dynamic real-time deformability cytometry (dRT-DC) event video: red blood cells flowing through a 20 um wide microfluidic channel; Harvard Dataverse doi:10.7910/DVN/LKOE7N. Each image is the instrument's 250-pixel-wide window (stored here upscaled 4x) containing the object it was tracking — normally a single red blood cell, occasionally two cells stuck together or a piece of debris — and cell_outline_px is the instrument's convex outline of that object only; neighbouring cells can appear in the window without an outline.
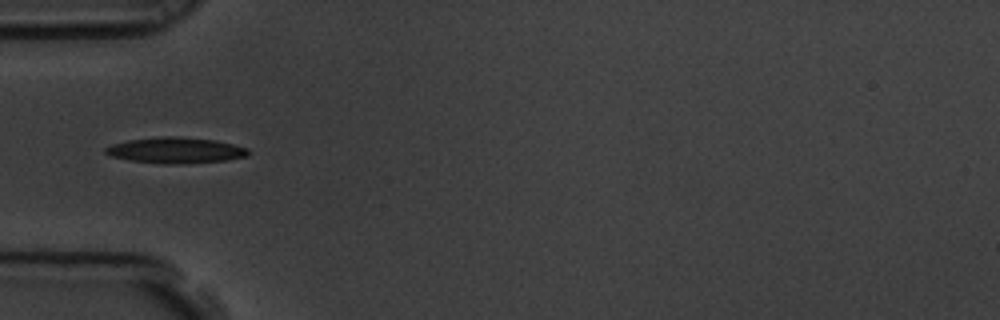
{"species": "common noctule bat (a hibernating species)", "species_latin": "Nyctalus noctula", "temperature_condition": "room temperature", "stored_images_in_passage": 9, "camera_frame_rate_fps": 3000, "um_per_image_px": 0.085, "animal": {"sex": "male", "body_mass_g": 19.5, "forearm_length_mm": 54.6}, "frame": {"image": 1, "passage_image": 1, "time_ms": 0.0, "image_size_px": [1000, 320], "cell_outline_px": [[248, 156], [228, 160], [184, 164], [164, 164], [128, 160], [112, 156], [104, 152], [104, 148], [112, 144], [128, 140], [164, 136], [176, 136], [216, 140], [248, 148]], "centroid_in_image_um": [14.93, 12.78], "position_along_channel_um": 70.1, "area_um2": 21.62}}
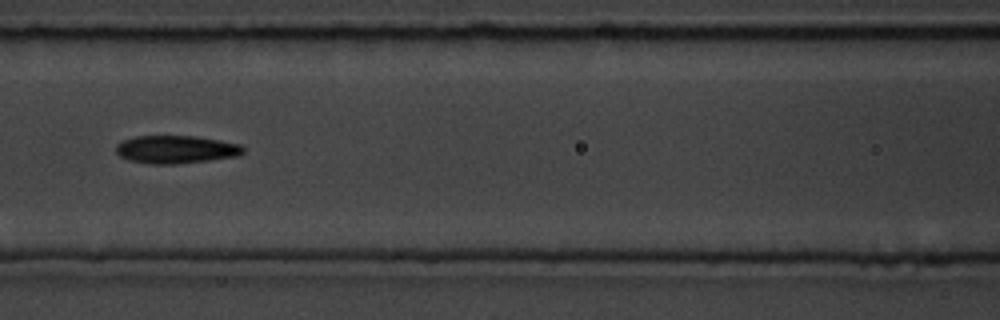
{"frame": {"image": 2, "passage_image": 3, "time_ms": 0.667, "image_size_px": [1000, 320], "cell_outline_px": [[244, 152], [240, 156], [176, 164], [148, 164], [128, 160], [120, 156], [116, 152], [116, 144], [124, 140], [136, 136], [196, 136], [220, 140], [240, 144], [244, 148]], "centroid_in_image_um": [14.96, 12.7], "position_along_channel_um": 151.6, "area_um2": 20.81}}
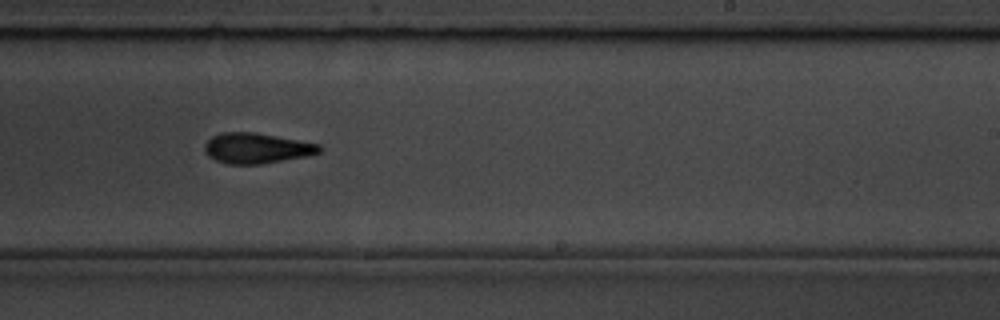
{"frame": {"image": 3, "passage_image": 6, "time_ms": 1.667, "image_size_px": [1000, 320], "cell_outline_px": [[324, 148], [320, 152], [308, 156], [260, 164], [228, 164], [216, 160], [208, 156], [204, 152], [204, 144], [212, 136], [220, 132], [252, 132], [320, 144]], "centroid_in_image_um": [21.8, 12.6], "position_along_channel_um": 267.2, "area_um2": 20.35}}